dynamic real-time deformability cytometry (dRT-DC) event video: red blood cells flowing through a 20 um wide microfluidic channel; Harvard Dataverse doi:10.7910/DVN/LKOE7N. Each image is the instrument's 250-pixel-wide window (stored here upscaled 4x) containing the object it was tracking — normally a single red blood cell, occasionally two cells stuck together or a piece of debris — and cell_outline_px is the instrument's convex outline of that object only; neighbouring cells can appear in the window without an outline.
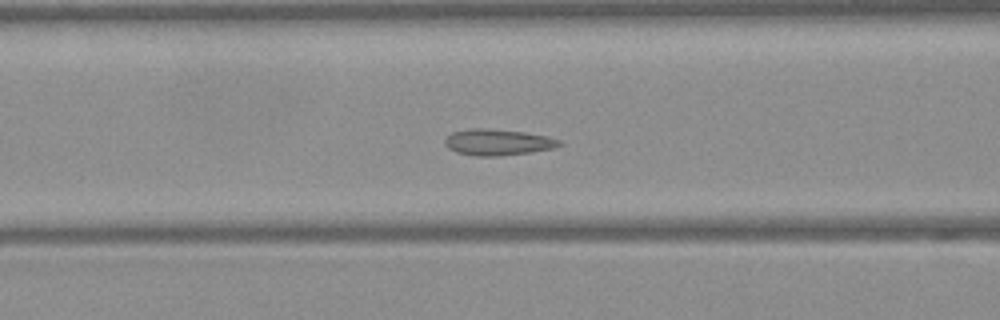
{"species": "Egyptian fruit bat (a non-hibernating species)", "species_latin": "Rousettus aegyptiacus", "temperature_condition": "warm", "stored_images_in_passage": 49, "camera_frame_rate_fps": 3000, "um_per_image_px": 0.085, "frame": {"image": 1, "passage_image": 20, "time_ms": 6.333, "image_size_px": [1000, 320], "cell_outline_px": [[564, 144], [552, 148], [528, 152], [500, 156], [476, 156], [456, 152], [448, 148], [444, 144], [444, 140], [452, 132], [472, 128], [488, 128], [524, 132], [548, 136], [560, 140]], "centroid_in_image_um": [42.3, 12.08], "position_along_channel_um": 124.3, "area_um2": 17.46}}
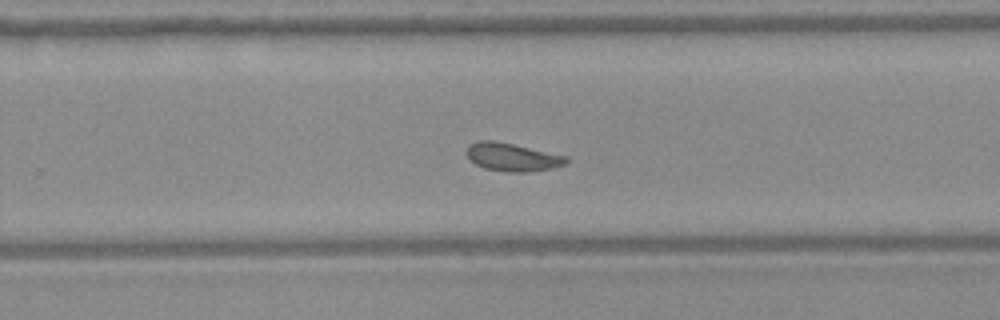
{"frame": {"image": 2, "passage_image": 32, "time_ms": 10.333, "image_size_px": [1000, 320], "cell_outline_px": [[568, 160], [564, 164], [552, 168], [528, 172], [508, 172], [484, 168], [476, 164], [468, 156], [468, 144], [476, 140], [492, 140], [512, 144], [568, 156]], "centroid_in_image_um": [43.54, 13.35], "position_along_channel_um": 286.3, "area_um2": 16.13}}
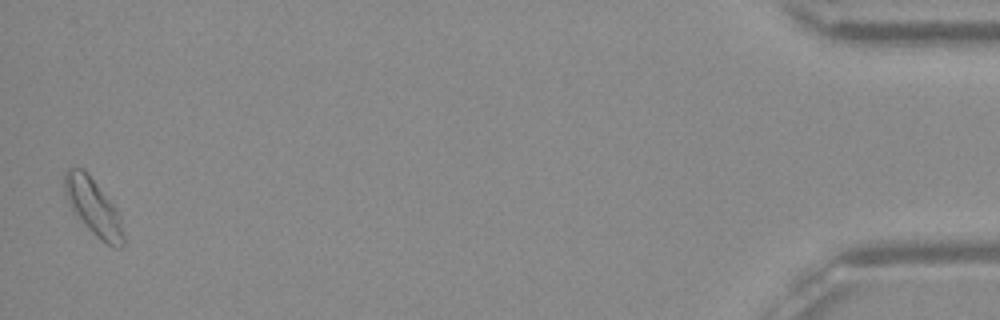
{"frame": {"image": 3, "passage_image": 49, "time_ms": 16.0, "image_size_px": [1000, 320], "cell_outline_px": [[124, 244], [120, 248], [116, 248], [100, 240], [72, 212], [64, 192], [64, 172], [68, 168], [84, 168], [88, 172], [116, 208], [120, 216], [124, 236]], "centroid_in_image_um": [7.92, 17.58], "position_along_channel_um": 427.3, "area_um2": 19.54}, "authors_computed_cell_mechanics": {"area_um2": 16.9354, "velocity_mm_per_s": 4.0528, "shape_relaxation_time_tau1_ms": 6.2392, "shape_relaxation_time_tau2_ms": 0.8964, "deformation_change_tau1": 0.1198, "deformation_change_tau2": 0.0448}}